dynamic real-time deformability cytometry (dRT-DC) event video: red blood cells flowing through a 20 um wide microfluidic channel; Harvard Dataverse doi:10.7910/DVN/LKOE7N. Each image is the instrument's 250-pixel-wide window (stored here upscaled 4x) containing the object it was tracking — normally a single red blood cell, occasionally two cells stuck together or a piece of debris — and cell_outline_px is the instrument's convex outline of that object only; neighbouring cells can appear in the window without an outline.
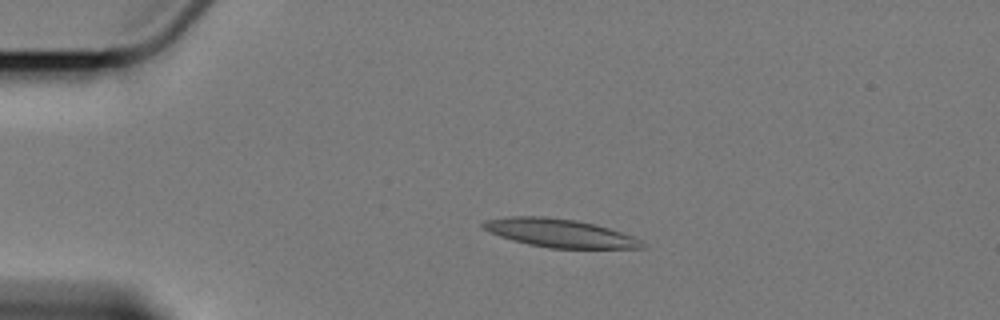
{"species": "Egyptian fruit bat (a non-hibernating species)", "species_latin": "Rousettus aegyptiacus", "temperature_condition": "cold", "stored_images_in_passage": 8, "camera_frame_rate_fps": 3000, "um_per_image_px": 0.085, "animal": {"sex": "female"}, "frame": {"image": 1, "passage_image": 2, "time_ms": 1.333, "image_size_px": [1000, 320], "cell_outline_px": [[644, 248], [548, 248], [528, 244], [512, 240], [500, 236], [484, 228], [480, 224], [484, 220], [512, 216], [544, 216], [576, 220], [608, 228], [632, 236], [640, 240]], "centroid_in_image_um": [47.52, 19.8], "position_along_channel_um": 37.5, "area_um2": 25.84}}
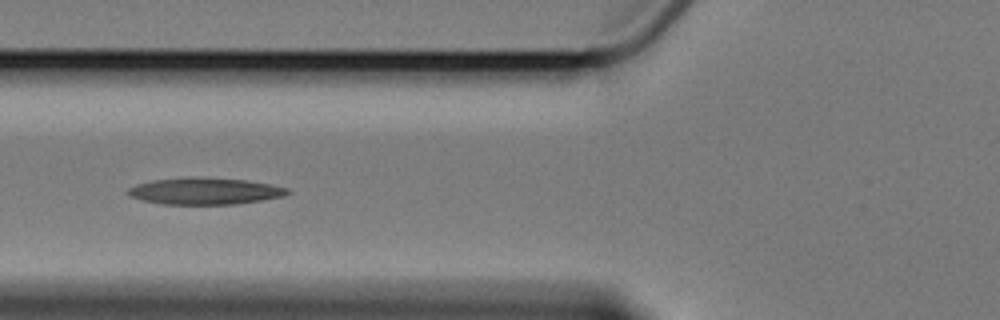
{"frame": {"image": 2, "passage_image": 5, "time_ms": 4.667, "image_size_px": [1000, 320], "cell_outline_px": [[292, 192], [284, 196], [264, 200], [236, 204], [160, 204], [128, 196], [124, 192], [128, 188], [136, 184], [152, 180], [188, 176], [244, 180], [272, 184], [288, 188]], "centroid_in_image_um": [17.4, 16.24], "position_along_channel_um": 108.4, "area_um2": 25.14}}
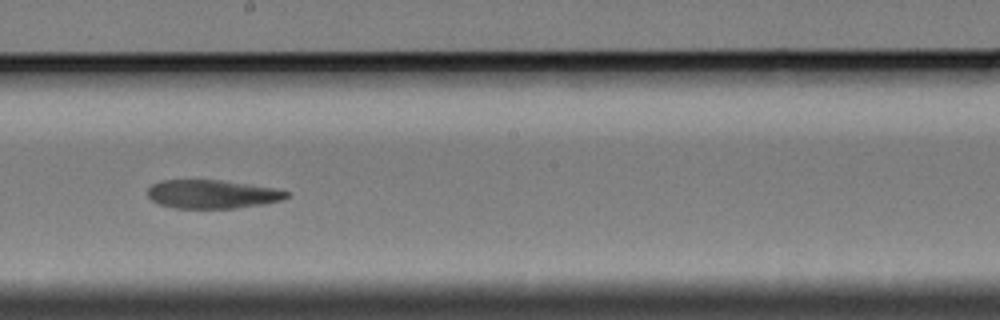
{"frame": {"image": 3, "passage_image": 8, "time_ms": 8.333, "image_size_px": [1000, 320], "cell_outline_px": [[292, 192], [284, 200], [264, 204], [236, 208], [176, 208], [156, 204], [148, 196], [148, 188], [152, 184], [160, 180], [220, 180], [248, 184], [272, 188]], "centroid_in_image_um": [18.03, 16.51], "position_along_channel_um": 230.2, "area_um2": 23.24}}